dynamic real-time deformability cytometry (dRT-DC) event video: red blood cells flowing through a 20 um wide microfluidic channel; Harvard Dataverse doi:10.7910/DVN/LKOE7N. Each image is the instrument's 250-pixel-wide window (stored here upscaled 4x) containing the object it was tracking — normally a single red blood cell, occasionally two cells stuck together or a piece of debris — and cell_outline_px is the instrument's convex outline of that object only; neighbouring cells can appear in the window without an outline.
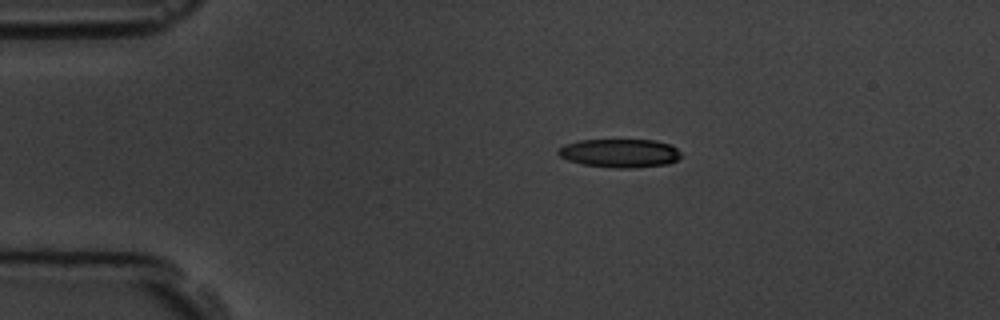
{"species": "common noctule bat (a hibernating species)", "species_latin": "Nyctalus noctula", "temperature_condition": "room temperature", "stored_images_in_passage": 7, "camera_frame_rate_fps": 3000, "um_per_image_px": 0.085, "animal": {"sex": "male", "body_mass_g": 19.5, "forearm_length_mm": 54.6}, "frame": {"image": 1, "passage_image": 3, "time_ms": 2.667, "image_size_px": [1000, 320], "cell_outline_px": [[680, 156], [676, 160], [668, 164], [632, 168], [616, 168], [584, 164], [568, 160], [560, 156], [556, 152], [564, 144], [576, 140], [656, 140], [668, 144], [676, 148], [680, 152]], "centroid_in_image_um": [52.66, 13.01], "position_along_channel_um": 32.3, "area_um2": 20.35}}
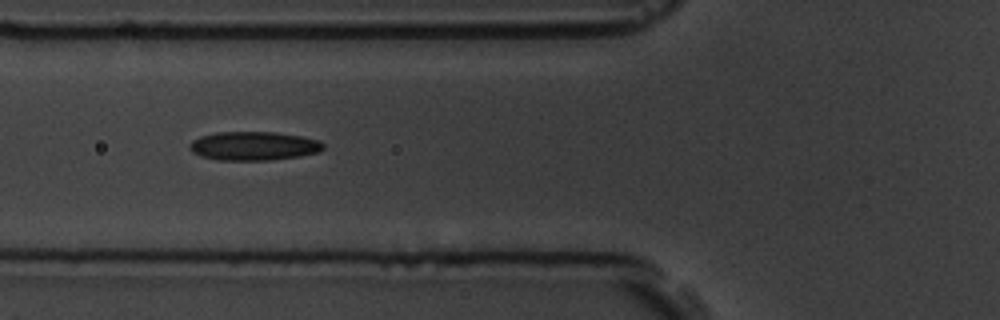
{"frame": {"image": 2, "passage_image": 6, "time_ms": 6.0, "image_size_px": [1000, 320], "cell_outline_px": [[324, 148], [320, 152], [300, 156], [268, 160], [216, 160], [200, 156], [192, 152], [188, 148], [188, 144], [192, 140], [200, 136], [216, 132], [276, 132], [300, 136], [320, 140], [324, 144]], "centroid_in_image_um": [21.54, 12.4], "position_along_channel_um": 104.3, "area_um2": 22.66}}
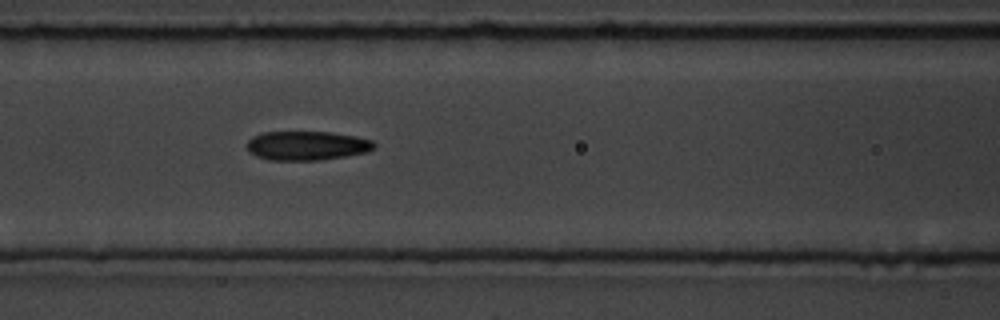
{"frame": {"image": 3, "passage_image": 7, "time_ms": 7.0, "image_size_px": [1000, 320], "cell_outline_px": [[376, 148], [368, 152], [320, 160], [268, 160], [256, 156], [248, 152], [248, 140], [252, 136], [264, 132], [328, 132], [356, 136], [372, 140], [376, 144]], "centroid_in_image_um": [26.09, 12.38], "position_along_channel_um": 140.5, "area_um2": 21.68}}